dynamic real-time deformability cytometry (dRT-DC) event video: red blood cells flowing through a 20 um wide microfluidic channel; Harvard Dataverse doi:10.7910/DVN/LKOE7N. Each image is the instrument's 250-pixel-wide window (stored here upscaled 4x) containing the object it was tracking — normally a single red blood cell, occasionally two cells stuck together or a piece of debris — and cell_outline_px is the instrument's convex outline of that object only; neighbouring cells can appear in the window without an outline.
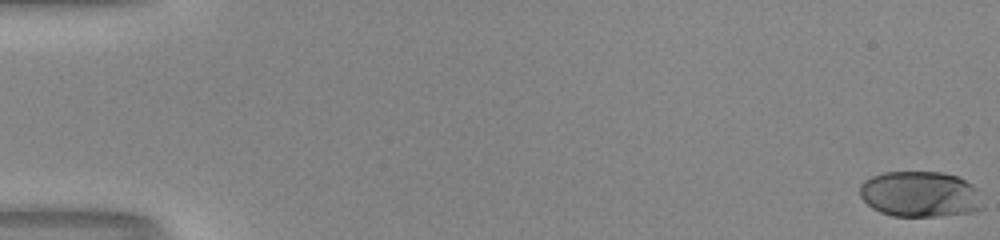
{"species": "human", "species_latin": "Homo sapiens", "temperature_condition": "room temperature", "stored_images_in_passage": 52, "camera_frame_rate_fps": 3000, "um_per_image_px": 0.085, "donor": {"sex": "male"}, "frame": {"image": 1, "passage_image": 1, "time_ms": 0.0, "image_size_px": [1000, 240], "cell_outline_px": [[984, 208], [972, 212], [940, 216], [892, 216], [880, 212], [872, 208], [860, 196], [860, 184], [864, 180], [872, 176], [884, 172], [940, 172], [956, 176], [972, 184], [976, 188], [984, 204]], "centroid_in_image_um": [78.21, 16.51], "position_along_channel_um": 6.8, "area_um2": 32.95}}
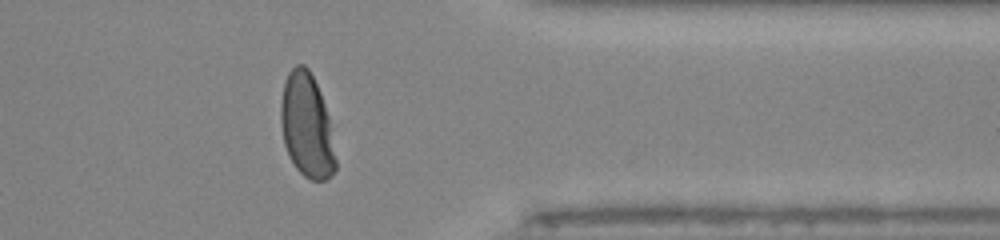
{"frame": {"image": 2, "passage_image": 43, "time_ms": 14.0, "image_size_px": [1000, 240], "cell_outline_px": [[336, 168], [332, 176], [324, 180], [312, 180], [304, 176], [296, 168], [288, 156], [284, 144], [280, 124], [280, 104], [284, 84], [288, 72], [296, 64], [304, 64], [308, 68], [320, 92], [328, 116], [336, 160]], "centroid_in_image_um": [26.05, 10.7], "position_along_channel_um": 385.3, "area_um2": 33.23}}
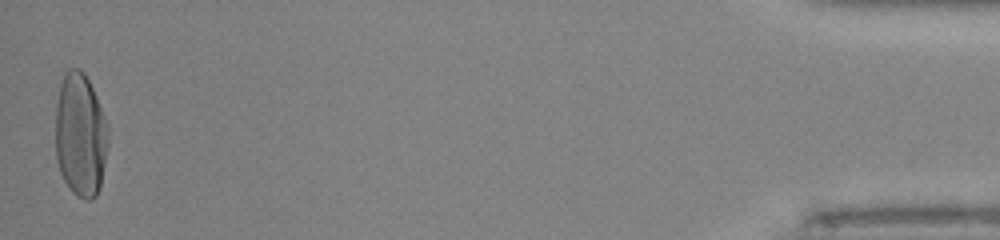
{"frame": {"image": 3, "passage_image": 52, "time_ms": 17.0, "image_size_px": [1000, 240], "cell_outline_px": [[108, 144], [100, 188], [96, 196], [92, 200], [84, 200], [72, 192], [68, 188], [60, 172], [56, 160], [56, 104], [60, 84], [64, 72], [68, 68], [80, 68], [84, 72], [96, 96], [104, 116], [108, 128]], "centroid_in_image_um": [6.83, 11.49], "position_along_channel_um": 428.4, "area_um2": 38.26}, "authors_computed_cell_mechanics": {"area_um2": 34.7089, "velocity_mm_per_s": 4.1293, "shape_relaxation_time_tau1_ms": 3.2092, "shape_relaxation_time_tau2_ms": null, "deformation_change_tau1": 0.1914, "deformation_change_tau2": null}}